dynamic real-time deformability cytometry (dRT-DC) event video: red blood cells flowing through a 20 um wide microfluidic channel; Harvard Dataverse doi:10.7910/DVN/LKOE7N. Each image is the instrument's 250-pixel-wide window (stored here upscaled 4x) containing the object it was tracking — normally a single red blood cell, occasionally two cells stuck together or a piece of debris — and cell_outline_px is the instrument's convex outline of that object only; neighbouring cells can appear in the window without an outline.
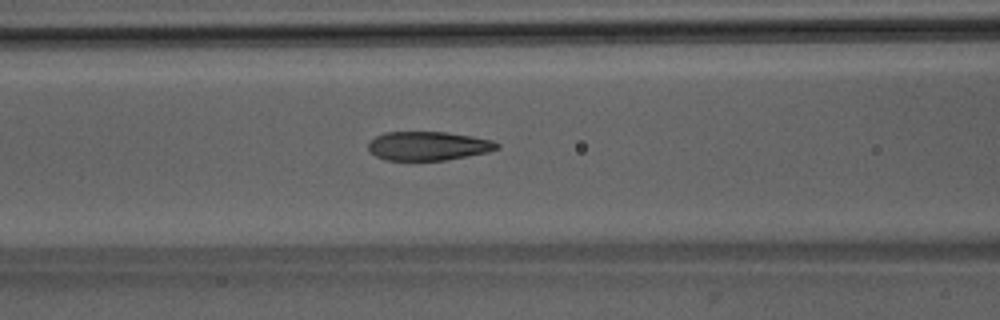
{"species": "Egyptian fruit bat (a non-hibernating species)", "species_latin": "Rousettus aegyptiacus", "temperature_condition": "room temperature", "stored_images_in_passage": 47, "camera_frame_rate_fps": 3000, "um_per_image_px": 0.085, "animal": {"sex": "male"}, "frame": {"image": 1, "passage_image": 17, "time_ms": 5.333, "image_size_px": [1000, 320], "cell_outline_px": [[500, 148], [488, 152], [444, 160], [384, 160], [376, 156], [368, 148], [368, 144], [376, 136], [384, 132], [448, 132], [472, 136], [492, 140], [500, 144]], "centroid_in_image_um": [36.42, 12.4], "position_along_channel_um": 130.2, "area_um2": 21.62}}
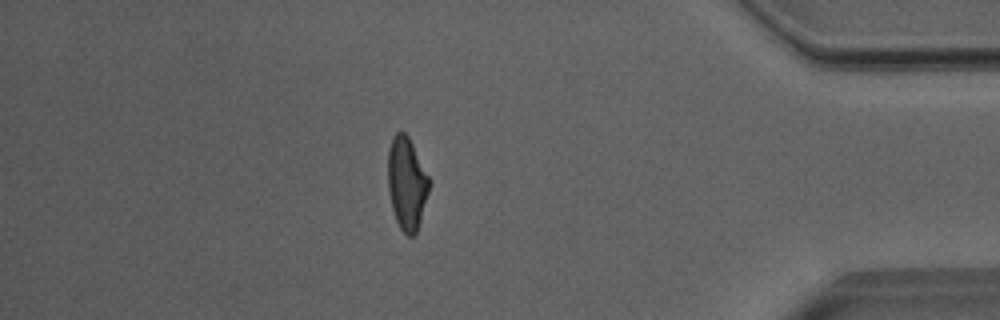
{"frame": {"image": 2, "passage_image": 40, "time_ms": 13.0, "image_size_px": [1000, 320], "cell_outline_px": [[432, 184], [416, 232], [412, 236], [408, 236], [400, 228], [396, 220], [392, 208], [388, 188], [388, 152], [392, 140], [396, 132], [404, 132], [408, 136], [432, 180]], "centroid_in_image_um": [34.6, 15.58], "position_along_channel_um": 400.6, "area_um2": 22.37}}
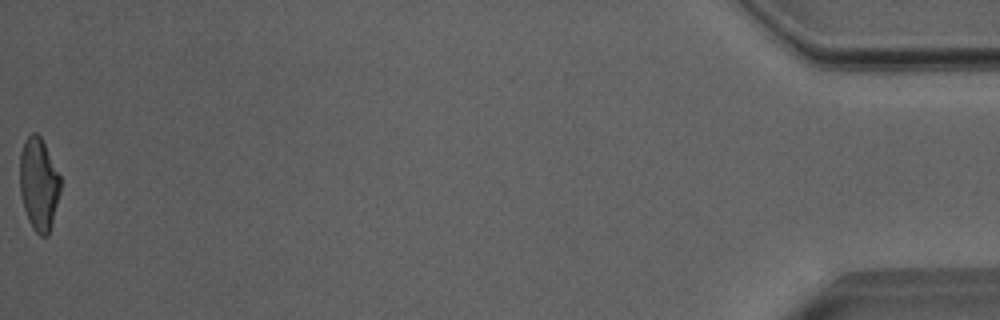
{"frame": {"image": 3, "passage_image": 47, "time_ms": 15.333, "image_size_px": [1000, 320], "cell_outline_px": [[60, 192], [48, 236], [40, 236], [32, 228], [28, 220], [24, 208], [20, 192], [20, 152], [28, 136], [32, 132], [36, 132], [40, 136], [60, 176]], "centroid_in_image_um": [3.28, 15.67], "position_along_channel_um": 431.9, "area_um2": 21.62}, "authors_computed_cell_mechanics": {"area_um2": 22.542, "velocity_mm_per_s": 4.0202, "shape_relaxation_time_tau1_ms": 4.862, "shape_relaxation_time_tau2_ms": 1.0417, "deformation_change_tau1": 0.1853, "deformation_change_tau2": 0.073}}